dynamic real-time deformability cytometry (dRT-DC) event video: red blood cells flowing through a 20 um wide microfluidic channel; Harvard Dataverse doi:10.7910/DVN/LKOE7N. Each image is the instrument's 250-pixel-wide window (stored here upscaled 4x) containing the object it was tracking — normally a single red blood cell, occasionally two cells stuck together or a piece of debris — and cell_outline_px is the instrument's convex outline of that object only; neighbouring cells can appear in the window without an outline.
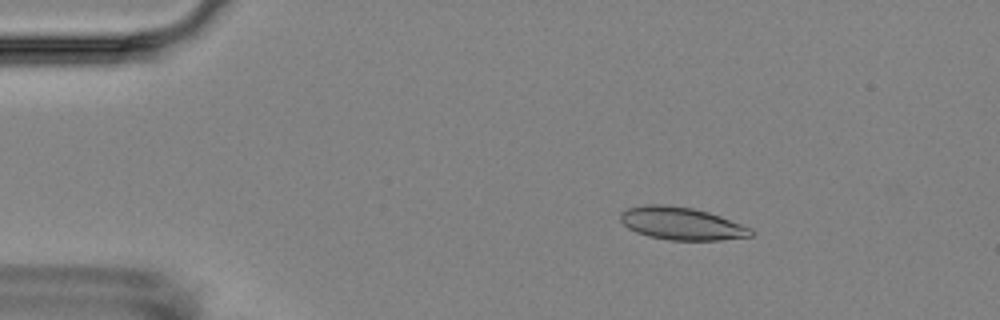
{"species": "Egyptian fruit bat (a non-hibernating species)", "species_latin": "Rousettus aegyptiacus", "temperature_condition": "room temperature", "stored_images_in_passage": 5, "camera_frame_rate_fps": 3000, "um_per_image_px": 0.085, "animal": {"sex": "female"}, "frame": {"image": 1, "passage_image": 3, "time_ms": 2.333, "image_size_px": [1000, 320], "cell_outline_px": [[752, 236], [720, 240], [668, 240], [648, 236], [636, 232], [628, 228], [620, 220], [620, 212], [628, 208], [644, 204], [660, 204], [692, 208], [708, 212], [720, 216], [752, 228]], "centroid_in_image_um": [57.9, 19.0], "position_along_channel_um": 27.1, "area_um2": 24.8}}